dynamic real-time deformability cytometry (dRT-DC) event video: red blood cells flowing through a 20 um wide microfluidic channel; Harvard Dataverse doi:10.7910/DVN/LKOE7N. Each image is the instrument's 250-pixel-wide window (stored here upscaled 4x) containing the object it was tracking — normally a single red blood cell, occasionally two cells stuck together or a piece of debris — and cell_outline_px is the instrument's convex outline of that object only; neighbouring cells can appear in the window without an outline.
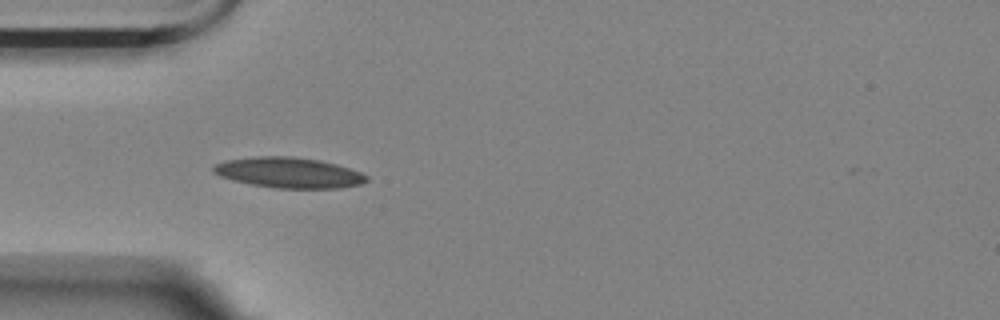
{"species": "Egyptian fruit bat (a non-hibernating species)", "species_latin": "Rousettus aegyptiacus", "temperature_condition": "room temperature", "stored_images_in_passage": 19, "camera_frame_rate_fps": 3000, "um_per_image_px": 0.085, "animal": {"sex": "female"}, "frame": {"image": 1, "passage_image": 1, "time_ms": 0.0, "image_size_px": [1000, 320], "cell_outline_px": [[368, 180], [360, 184], [340, 188], [276, 188], [252, 184], [232, 180], [220, 176], [212, 172], [212, 168], [216, 164], [228, 160], [256, 156], [288, 156], [320, 160], [336, 164], [360, 172], [368, 176]], "centroid_in_image_um": [24.55, 14.67], "position_along_channel_um": 60.5, "area_um2": 27.05}}
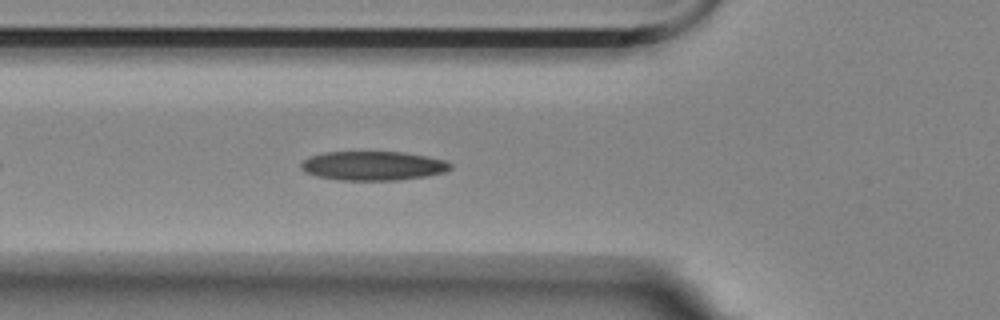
{"frame": {"image": 2, "passage_image": 4, "time_ms": 1.0, "image_size_px": [1000, 320], "cell_outline_px": [[452, 168], [444, 172], [428, 176], [396, 180], [340, 180], [316, 176], [304, 172], [300, 168], [300, 164], [304, 160], [312, 156], [324, 152], [404, 152], [444, 160], [452, 164]], "centroid_in_image_um": [31.7, 14.1], "position_along_channel_um": 94.1, "area_um2": 25.32}}